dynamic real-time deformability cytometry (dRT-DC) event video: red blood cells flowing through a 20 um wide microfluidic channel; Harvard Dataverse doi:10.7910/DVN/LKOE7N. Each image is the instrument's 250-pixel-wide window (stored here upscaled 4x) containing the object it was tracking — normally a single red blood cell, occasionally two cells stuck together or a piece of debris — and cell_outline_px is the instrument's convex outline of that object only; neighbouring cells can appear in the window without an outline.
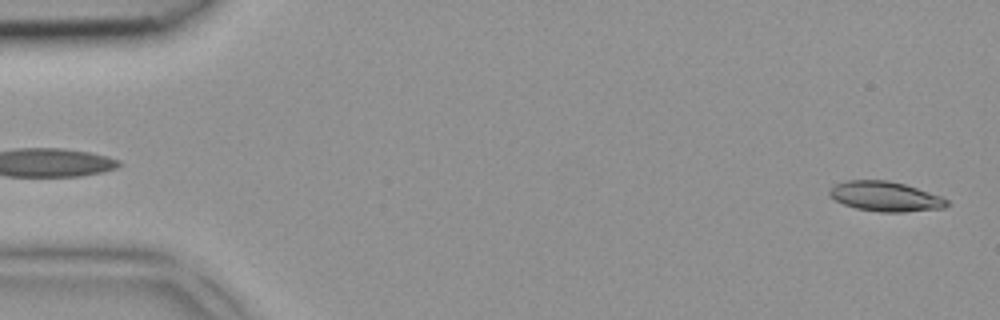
{"species": "common noctule bat (a hibernating species)", "species_latin": "Nyctalus noctula", "temperature_condition": "room temperature", "stored_images_in_passage": 4, "camera_frame_rate_fps": 3000, "um_per_image_px": 0.085, "animal": {"sex": "female", "body_mass_g": 18.4}, "frame": {"image": 1, "passage_image": 4, "time_ms": 1.0, "image_size_px": [1000, 320], "cell_outline_px": [[948, 204], [944, 208], [904, 212], [880, 212], [856, 208], [844, 204], [836, 200], [828, 192], [836, 184], [844, 180], [888, 180], [904, 184], [940, 196], [948, 200]], "centroid_in_image_um": [75.26, 16.7], "position_along_channel_um": 9.7, "area_um2": 20.17}}